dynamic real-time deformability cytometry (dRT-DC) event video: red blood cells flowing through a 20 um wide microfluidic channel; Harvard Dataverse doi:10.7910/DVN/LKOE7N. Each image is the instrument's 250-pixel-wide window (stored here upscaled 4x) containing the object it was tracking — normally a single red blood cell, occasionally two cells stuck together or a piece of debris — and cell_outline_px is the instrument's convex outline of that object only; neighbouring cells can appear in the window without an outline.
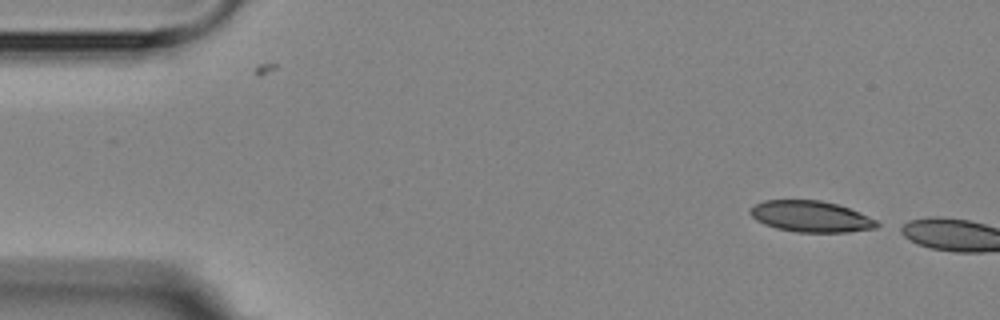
{"species": "Egyptian fruit bat (a non-hibernating species)", "species_latin": "Rousettus aegyptiacus", "temperature_condition": "room temperature", "stored_images_in_passage": 3, "camera_frame_rate_fps": 3000, "um_per_image_px": 0.085, "animal": {"sex": "female"}, "frame": {"image": 1, "passage_image": 1, "time_ms": 0.0, "image_size_px": [1000, 320], "cell_outline_px": [[880, 224], [876, 228], [848, 232], [796, 232], [776, 228], [764, 224], [756, 220], [748, 212], [748, 208], [764, 200], [820, 200], [836, 204], [860, 212], [876, 220]], "centroid_in_image_um": [68.9, 18.4], "position_along_channel_um": 16.1, "area_um2": 23.06}}